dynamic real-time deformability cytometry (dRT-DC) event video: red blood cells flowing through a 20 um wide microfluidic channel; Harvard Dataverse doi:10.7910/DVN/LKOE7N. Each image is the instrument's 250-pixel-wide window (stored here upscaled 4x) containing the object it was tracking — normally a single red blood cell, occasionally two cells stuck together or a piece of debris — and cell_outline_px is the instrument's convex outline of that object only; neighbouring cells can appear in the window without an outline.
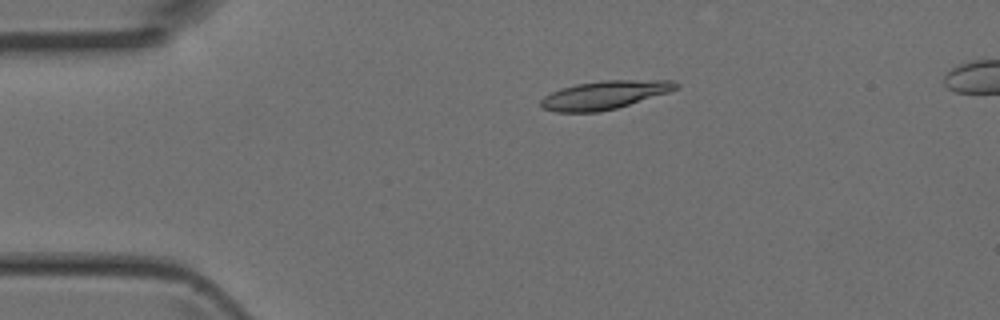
{"species": "Egyptian fruit bat (a non-hibernating species)", "species_latin": "Rousettus aegyptiacus", "temperature_condition": "room temperature", "stored_images_in_passage": 4, "camera_frame_rate_fps": 3000, "um_per_image_px": 0.085, "animal": {"sex": "female"}, "frame": {"image": 1, "passage_image": 3, "time_ms": 0.667, "image_size_px": [1000, 320], "cell_outline_px": [[680, 88], [668, 92], [616, 108], [600, 112], [556, 112], [540, 108], [540, 100], [544, 96], [560, 88], [576, 84], [604, 80], [676, 80], [680, 84]], "centroid_in_image_um": [51.38, 8.07], "position_along_channel_um": 33.6, "area_um2": 22.43}}